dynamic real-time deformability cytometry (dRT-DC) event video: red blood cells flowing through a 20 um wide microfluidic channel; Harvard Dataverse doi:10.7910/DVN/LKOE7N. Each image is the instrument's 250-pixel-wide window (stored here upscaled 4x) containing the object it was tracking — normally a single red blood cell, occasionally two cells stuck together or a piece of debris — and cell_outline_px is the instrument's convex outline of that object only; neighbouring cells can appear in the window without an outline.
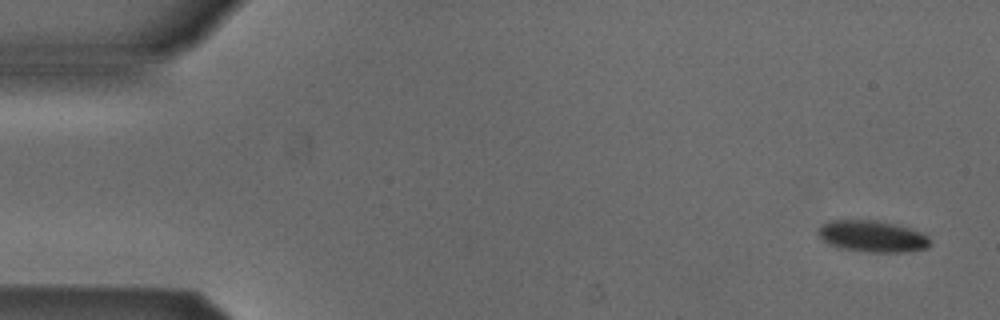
{"species": "Egyptian fruit bat (a non-hibernating species)", "species_latin": "Rousettus aegyptiacus", "temperature_condition": "cold", "stored_images_in_passage": 52, "camera_frame_rate_fps": 3000, "um_per_image_px": 0.085, "animal": {"sex": "male"}, "frame": {"image": 1, "passage_image": 2, "time_ms": 0.333, "image_size_px": [1000, 320], "cell_outline_px": [[928, 248], [908, 252], [868, 252], [836, 248], [828, 244], [816, 236], [816, 232], [824, 224], [832, 220], [868, 220], [892, 224], [908, 228], [920, 232], [928, 236]], "centroid_in_image_um": [74.08, 20.11], "position_along_channel_um": 10.9, "area_um2": 20.46}}
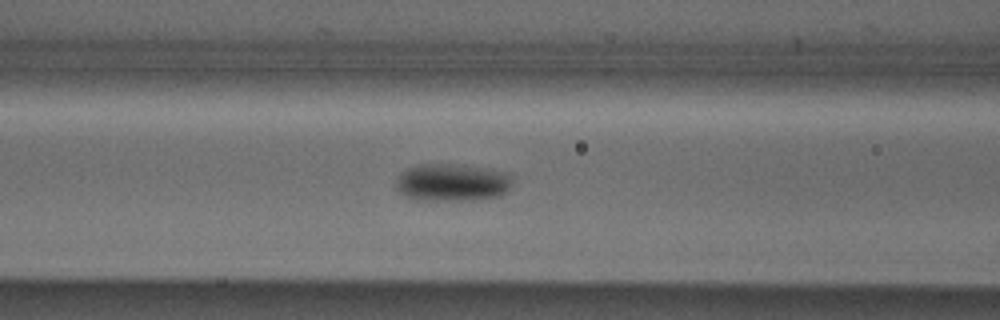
{"frame": {"image": 2, "passage_image": 21, "time_ms": 6.667, "image_size_px": [1000, 320], "cell_outline_px": [[512, 184], [508, 192], [500, 196], [480, 200], [416, 200], [404, 196], [396, 188], [396, 180], [408, 168], [416, 164], [460, 164], [504, 172], [512, 176]], "centroid_in_image_um": [38.46, 15.52], "position_along_channel_um": 128.1, "area_um2": 25.72}}
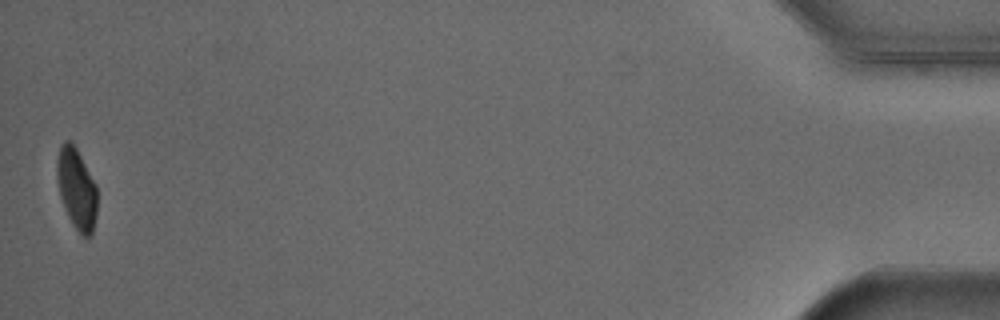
{"frame": {"image": 3, "passage_image": 52, "time_ms": 17.0, "image_size_px": [1000, 320], "cell_outline_px": [[96, 216], [92, 236], [84, 236], [72, 224], [68, 216], [60, 196], [56, 176], [56, 164], [60, 144], [64, 140], [68, 140], [76, 148], [96, 184]], "centroid_in_image_um": [6.5, 16.03], "position_along_channel_um": 428.7, "area_um2": 18.84}, "authors_computed_cell_mechanics": {"area_um2": 21.7617, "velocity_mm_per_s": 3.8659, "shape_relaxation_time_tau1_ms": 2.1742, "shape_relaxation_time_tau2_ms": null, "deformation_change_tau1": 0.0911, "deformation_change_tau2": null}}